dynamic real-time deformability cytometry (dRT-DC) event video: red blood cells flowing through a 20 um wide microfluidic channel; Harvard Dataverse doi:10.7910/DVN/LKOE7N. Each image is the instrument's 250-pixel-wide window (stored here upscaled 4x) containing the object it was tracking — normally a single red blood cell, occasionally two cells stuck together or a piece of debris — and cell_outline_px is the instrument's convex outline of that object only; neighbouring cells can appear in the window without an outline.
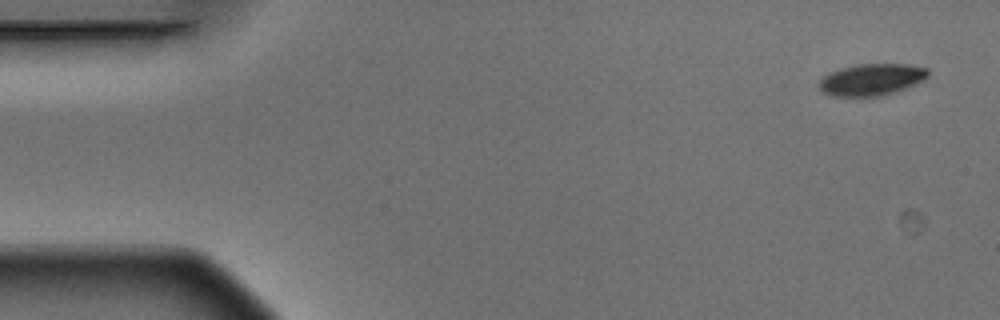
{"species": "Egyptian fruit bat (a non-hibernating species)", "species_latin": "Rousettus aegyptiacus", "temperature_condition": "warm", "stored_images_in_passage": 4, "camera_frame_rate_fps": 3000, "um_per_image_px": 0.085, "animal": {"sex": "male"}, "frame": {"image": 1, "passage_image": 1, "time_ms": 0.0, "image_size_px": [1000, 320], "cell_outline_px": [[928, 76], [924, 80], [896, 92], [884, 96], [832, 96], [824, 92], [820, 88], [820, 80], [824, 76], [840, 68], [856, 64], [912, 64], [928, 68]], "centroid_in_image_um": [74.13, 6.76], "position_along_channel_um": 10.9, "area_um2": 20.17}}
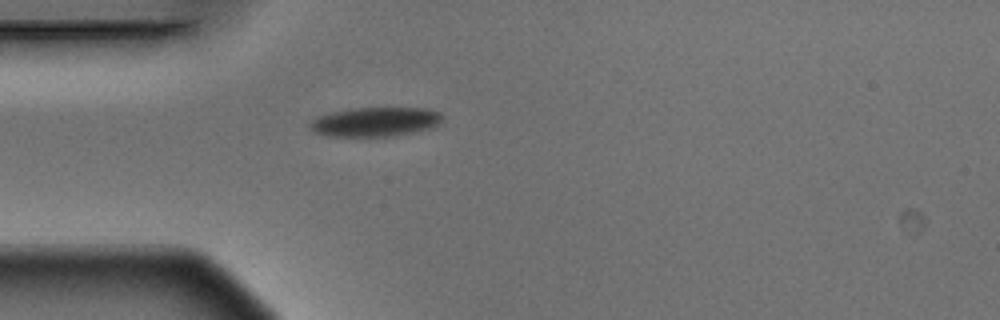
{"frame": {"image": 2, "passage_image": 4, "time_ms": 1.0, "image_size_px": [1000, 320], "cell_outline_px": [[444, 116], [436, 124], [428, 128], [396, 136], [328, 136], [316, 132], [308, 124], [312, 120], [320, 116], [332, 112], [352, 108], [428, 108], [440, 112]], "centroid_in_image_um": [31.91, 10.35], "position_along_channel_um": 53.1, "area_um2": 22.31}}